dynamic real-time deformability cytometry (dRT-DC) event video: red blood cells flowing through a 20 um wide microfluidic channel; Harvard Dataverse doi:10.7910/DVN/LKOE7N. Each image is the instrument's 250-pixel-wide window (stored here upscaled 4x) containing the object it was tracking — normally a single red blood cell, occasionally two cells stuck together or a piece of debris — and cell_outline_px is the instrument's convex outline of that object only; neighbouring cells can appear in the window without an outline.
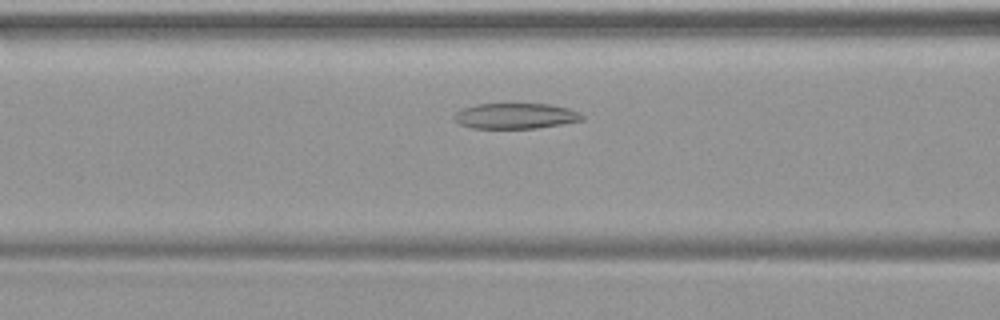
{"species": "common noctule bat (a hibernating species)", "species_latin": "Nyctalus noctula", "temperature_condition": "warm", "stored_images_in_passage": 42, "camera_frame_rate_fps": 3000, "um_per_image_px": 0.085, "animal": {"sex": "female", "body_mass_g": 19.9}, "frame": {"image": 1, "passage_image": 13, "time_ms": 4.0, "image_size_px": [1000, 320], "cell_outline_px": [[584, 120], [536, 128], [472, 128], [460, 124], [452, 116], [456, 112], [464, 108], [476, 104], [548, 104], [568, 108], [580, 112], [584, 116]], "centroid_in_image_um": [43.83, 9.85], "position_along_channel_um": 122.8, "area_um2": 18.96}}
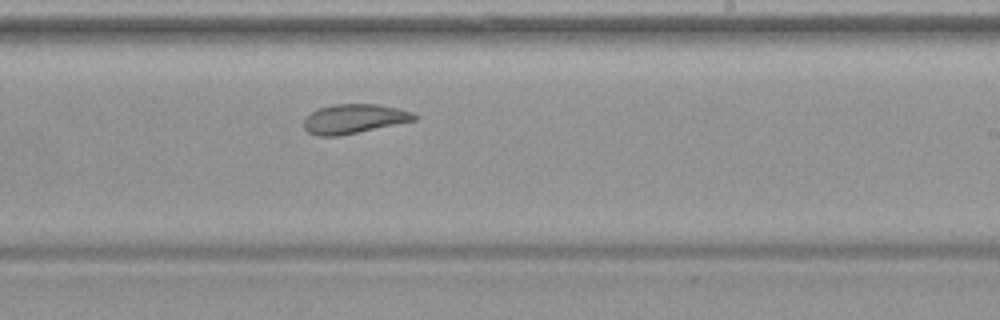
{"frame": {"image": 2, "passage_image": 23, "time_ms": 7.333, "image_size_px": [1000, 320], "cell_outline_px": [[416, 120], [340, 136], [316, 136], [308, 132], [304, 128], [304, 116], [320, 108], [336, 104], [380, 104], [412, 112], [416, 116]], "centroid_in_image_um": [30.06, 10.1], "position_along_channel_um": 258.9, "area_um2": 18.84}}
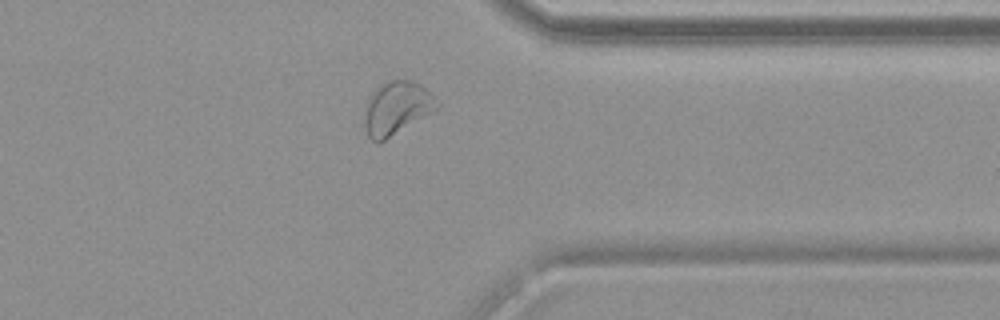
{"frame": {"image": 3, "passage_image": 32, "time_ms": 10.333, "image_size_px": [1000, 320], "cell_outline_px": [[440, 108], [384, 140], [376, 144], [368, 136], [364, 124], [364, 104], [368, 96], [380, 84], [388, 80], [408, 80], [420, 84], [440, 104]], "centroid_in_image_um": [33.67, 9.19], "position_along_channel_um": 377.7, "area_um2": 22.54}}